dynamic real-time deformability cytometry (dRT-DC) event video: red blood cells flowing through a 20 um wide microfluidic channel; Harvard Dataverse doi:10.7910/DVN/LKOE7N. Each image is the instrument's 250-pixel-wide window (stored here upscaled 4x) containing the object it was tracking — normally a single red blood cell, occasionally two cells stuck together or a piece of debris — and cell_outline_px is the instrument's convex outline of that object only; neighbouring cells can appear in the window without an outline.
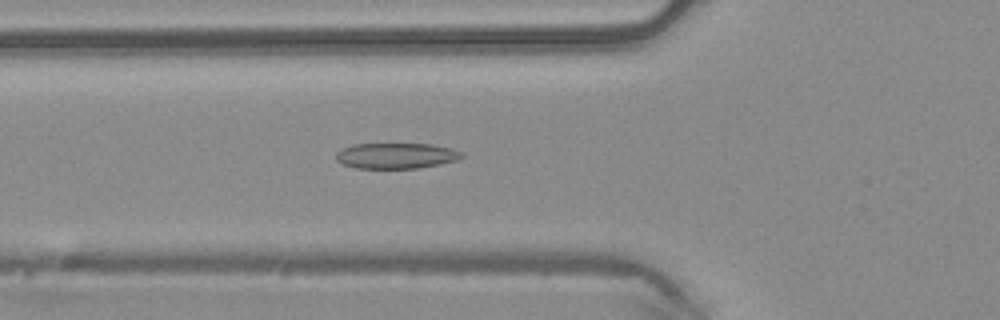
{"species": "common noctule bat (a hibernating species)", "species_latin": "Nyctalus noctula", "temperature_condition": "warm", "stored_images_in_passage": 43, "camera_frame_rate_fps": 3000, "um_per_image_px": 0.085, "animal": {"sex": "male", "body_mass_g": 20.4}, "frame": {"image": 1, "passage_image": 12, "time_ms": 3.667, "image_size_px": [1000, 320], "cell_outline_px": [[464, 156], [456, 160], [440, 164], [416, 168], [356, 168], [344, 164], [336, 160], [336, 152], [352, 144], [432, 144], [452, 148], [460, 152]], "centroid_in_image_um": [33.67, 13.23], "position_along_channel_um": 92.1, "area_um2": 18.67}}
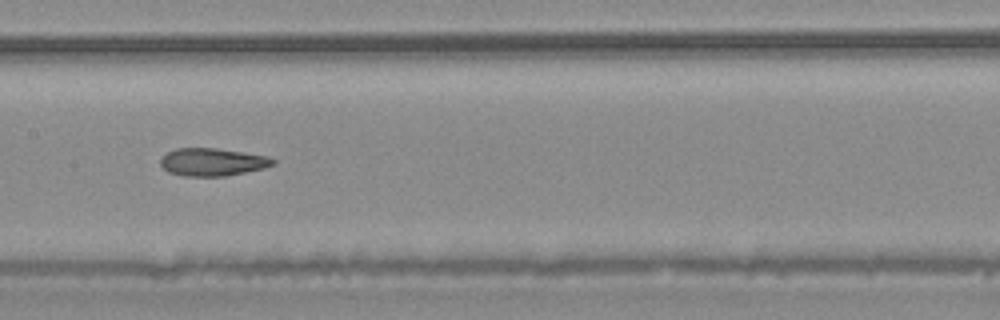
{"frame": {"image": 2, "passage_image": 19, "time_ms": 6.0, "image_size_px": [1000, 320], "cell_outline_px": [[276, 164], [264, 168], [224, 176], [184, 176], [168, 172], [160, 164], [160, 160], [168, 152], [176, 148], [216, 148], [268, 156], [276, 160]], "centroid_in_image_um": [18.07, 13.77], "position_along_channel_um": 189.3, "area_um2": 18.09}}
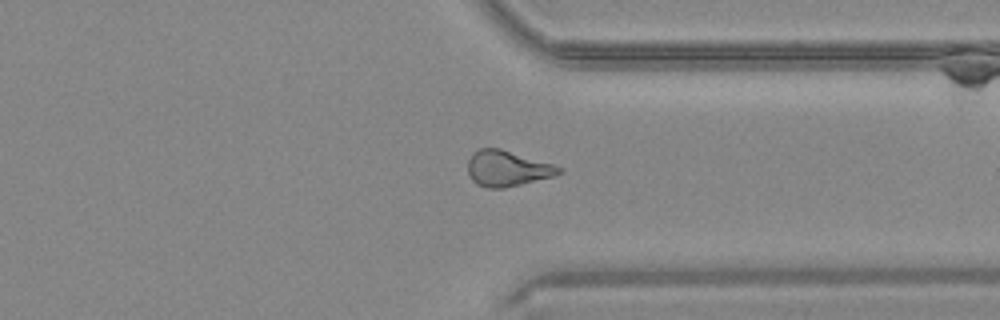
{"frame": {"image": 3, "passage_image": 32, "time_ms": 10.333, "image_size_px": [1000, 320], "cell_outline_px": [[564, 172], [552, 176], [504, 188], [488, 188], [476, 184], [472, 180], [468, 172], [468, 160], [472, 152], [480, 148], [500, 148], [552, 164], [564, 168]], "centroid_in_image_um": [43.09, 14.31], "position_along_channel_um": 368.3, "area_um2": 18.84}, "authors_computed_cell_mechanics": {"area_um2": 18.8428, "velocity_mm_per_s": 4.1389, "shape_relaxation_time_tau1_ms": null, "shape_relaxation_time_tau2_ms": 3.8066, "deformation_change_tau1": null, "deformation_change_tau2": 0.1207}}